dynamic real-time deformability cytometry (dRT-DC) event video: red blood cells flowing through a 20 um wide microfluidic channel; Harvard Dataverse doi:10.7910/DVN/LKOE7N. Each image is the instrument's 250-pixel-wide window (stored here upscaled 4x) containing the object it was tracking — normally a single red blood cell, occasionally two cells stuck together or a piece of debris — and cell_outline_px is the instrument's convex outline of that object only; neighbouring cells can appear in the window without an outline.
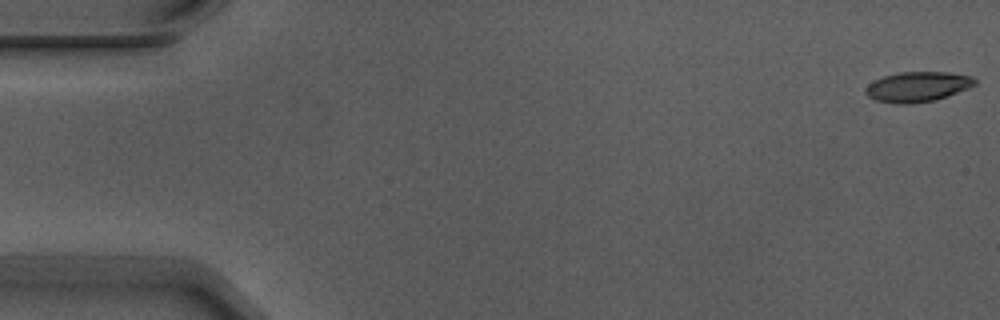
{"species": "Egyptian fruit bat (a non-hibernating species)", "species_latin": "Rousettus aegyptiacus", "temperature_condition": "warm", "stored_images_in_passage": 5, "camera_frame_rate_fps": 3000, "um_per_image_px": 0.085, "animal": {"sex": "male"}, "frame": {"image": 1, "passage_image": 1, "time_ms": 0.0, "image_size_px": [1000, 320], "cell_outline_px": [[976, 84], [968, 88], [936, 100], [912, 104], [896, 104], [876, 100], [868, 96], [864, 92], [864, 88], [868, 84], [884, 76], [900, 72], [948, 72], [972, 76], [976, 80]], "centroid_in_image_um": [77.98, 7.38], "position_along_channel_um": 7.0, "area_um2": 19.19}}